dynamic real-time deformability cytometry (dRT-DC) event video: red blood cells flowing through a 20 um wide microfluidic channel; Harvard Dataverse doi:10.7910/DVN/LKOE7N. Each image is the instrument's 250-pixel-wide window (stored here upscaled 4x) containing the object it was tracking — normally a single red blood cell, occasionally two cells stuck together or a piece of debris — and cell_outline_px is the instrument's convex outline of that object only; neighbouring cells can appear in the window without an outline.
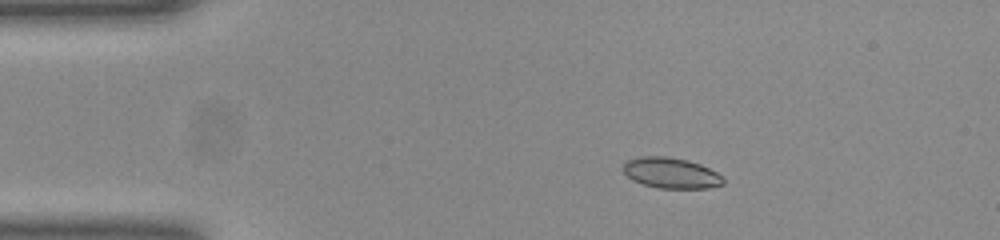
{"species": "common noctule bat (a hibernating species)", "species_latin": "Nyctalus noctula", "temperature_condition": "room temperature", "stored_images_in_passage": 43, "camera_frame_rate_fps": 3000, "um_per_image_px": 0.085, "animal": {"sex": "female", "body_mass_g": 23.0, "forearm_length_mm": 53.4}, "frame": {"image": 1, "passage_image": 8, "time_ms": 2.333, "image_size_px": [1000, 240], "cell_outline_px": [[724, 184], [708, 188], [660, 188], [644, 184], [632, 180], [624, 172], [624, 164], [628, 160], [640, 156], [668, 156], [688, 160], [700, 164], [716, 172], [724, 180]], "centroid_in_image_um": [57.04, 14.7], "position_along_channel_um": 28.0, "area_um2": 17.74}}
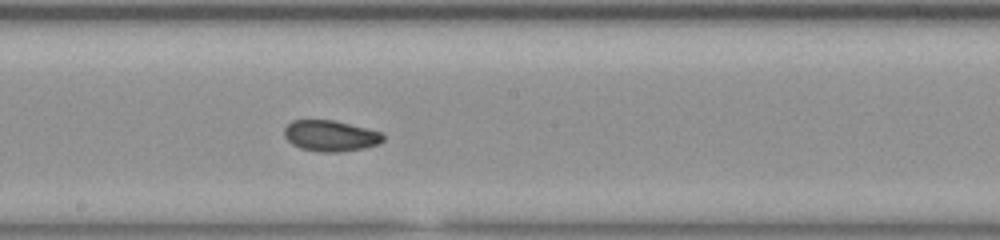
{"frame": {"image": 2, "passage_image": 27, "time_ms": 8.667, "image_size_px": [1000, 240], "cell_outline_px": [[384, 140], [380, 144], [364, 148], [340, 152], [324, 152], [300, 148], [292, 144], [284, 136], [284, 128], [292, 120], [332, 120], [380, 132], [384, 136]], "centroid_in_image_um": [28.08, 11.55], "position_along_channel_um": 220.1, "area_um2": 17.69}}
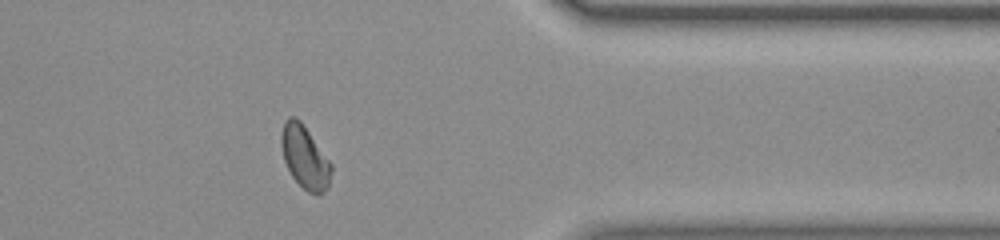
{"frame": {"image": 3, "passage_image": 41, "time_ms": 13.333, "image_size_px": [1000, 240], "cell_outline_px": [[332, 172], [328, 184], [324, 192], [316, 196], [308, 192], [292, 176], [284, 160], [280, 144], [280, 136], [284, 120], [288, 116], [292, 116], [300, 120], [332, 164]], "centroid_in_image_um": [25.89, 13.35], "position_along_channel_um": 385.5, "area_um2": 18.26}, "authors_computed_cell_mechanics": {"area_um2": 17.6868, "velocity_mm_per_s": 3.9244, "shape_relaxation_time_tau1_ms": 6.1015, "shape_relaxation_time_tau2_ms": 1.5208, "deformation_change_tau1": 0.1094, "deformation_change_tau2": 0.0471}}